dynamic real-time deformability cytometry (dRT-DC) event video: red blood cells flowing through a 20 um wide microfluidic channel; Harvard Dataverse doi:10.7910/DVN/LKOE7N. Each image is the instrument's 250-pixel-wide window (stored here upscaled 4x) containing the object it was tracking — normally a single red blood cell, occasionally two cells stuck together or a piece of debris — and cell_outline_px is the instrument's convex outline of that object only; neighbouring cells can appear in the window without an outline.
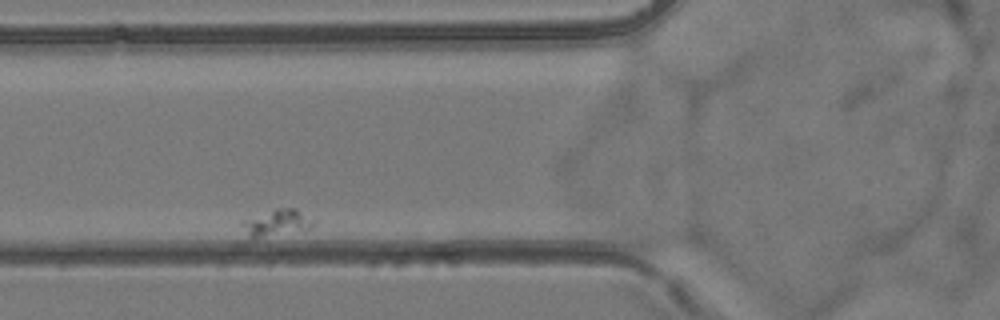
{"species": "common noctule bat (a hibernating species)", "species_latin": "Nyctalus noctula", "temperature_condition": "room temperature", "stored_images_in_passage": 4, "camera_frame_rate_fps": 3000, "um_per_image_px": 0.085, "animal": {"sex": "female", "body_mass_g": 24.6, "forearm_length_mm": 56.2}, "frame": {"image": 1, "passage_image": 2, "time_ms": 1.333, "image_size_px": [1000, 320], "cell_outline_px": [[316, 224], [308, 228], [244, 244], [236, 244], [240, 220], [276, 208], [296, 208], [316, 220]], "centroid_in_image_um": [23.18, 19.09], "position_along_channel_um": 102.6, "area_um2": 12.95}}
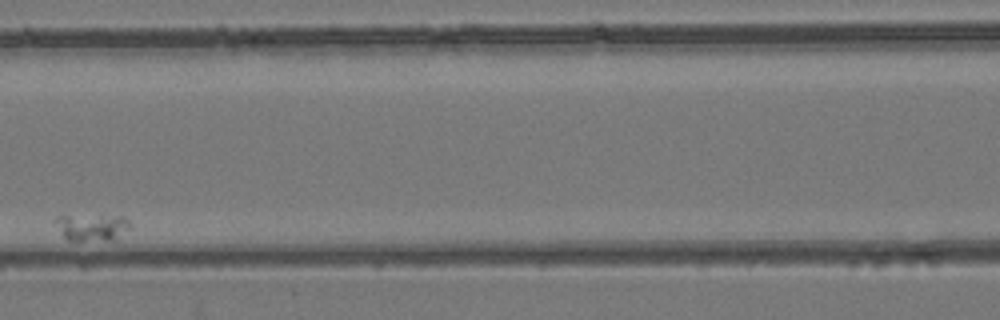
{"frame": {"image": 2, "passage_image": 4, "time_ms": 3.667, "image_size_px": [1000, 320], "cell_outline_px": [[132, 224], [116, 240], [68, 240], [64, 236], [52, 220], [56, 216], [64, 212], [100, 212], [124, 216]], "centroid_in_image_um": [7.76, 19.18], "position_along_channel_um": 158.8, "area_um2": 13.06}}